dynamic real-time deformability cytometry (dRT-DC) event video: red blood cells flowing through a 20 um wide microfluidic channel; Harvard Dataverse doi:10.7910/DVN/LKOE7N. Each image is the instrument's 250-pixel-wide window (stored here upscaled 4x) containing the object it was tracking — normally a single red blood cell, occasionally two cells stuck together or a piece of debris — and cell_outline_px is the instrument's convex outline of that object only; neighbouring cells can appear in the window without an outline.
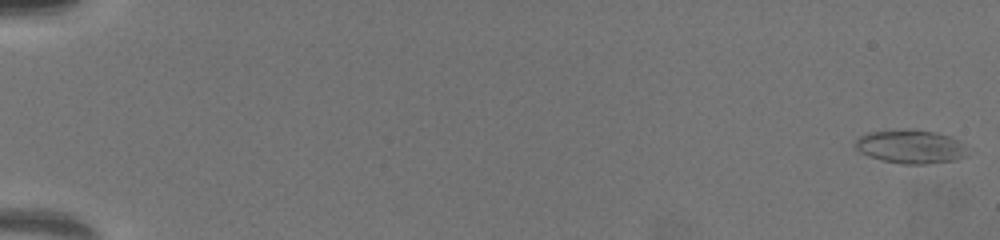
{"species": "common noctule bat (a hibernating species)", "species_latin": "Nyctalus noctula", "temperature_condition": "warm", "stored_images_in_passage": 68, "camera_frame_rate_fps": 3000, "um_per_image_px": 0.085, "animal": {"sex": "female", "body_mass_g": 19.5, "forearm_length_mm": 54.1}, "frame": {"image": 1, "passage_image": 2, "time_ms": 0.333, "image_size_px": [1000, 240], "cell_outline_px": [[964, 156], [956, 160], [924, 164], [904, 164], [880, 160], [868, 156], [860, 152], [856, 148], [856, 140], [860, 136], [868, 132], [904, 128], [936, 132], [960, 140], [964, 144]], "centroid_in_image_um": [77.36, 12.45], "position_along_channel_um": 7.6, "area_um2": 22.02}}
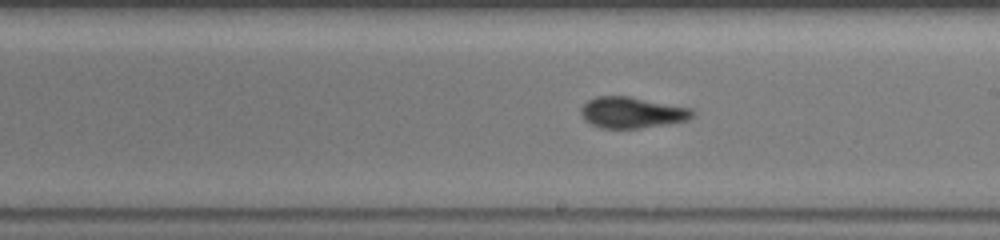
{"frame": {"image": 2, "passage_image": 42, "time_ms": 13.667, "image_size_px": [1000, 240], "cell_outline_px": [[696, 116], [688, 120], [668, 124], [640, 128], [600, 128], [584, 120], [580, 112], [580, 108], [588, 100], [596, 96], [628, 96], [692, 108], [696, 112]], "centroid_in_image_um": [53.75, 9.57], "position_along_channel_um": 235.3, "area_um2": 20.4}}
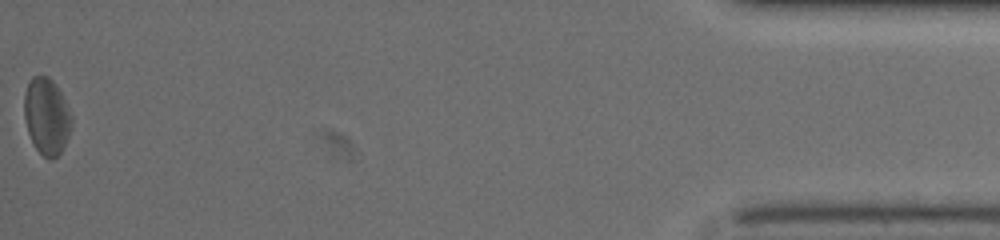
{"frame": {"image": 3, "passage_image": 68, "time_ms": 22.333, "image_size_px": [1000, 240], "cell_outline_px": [[72, 128], [60, 152], [52, 160], [48, 160], [32, 144], [28, 132], [24, 116], [24, 96], [28, 84], [32, 76], [48, 76], [52, 80], [60, 92], [72, 116]], "centroid_in_image_um": [3.96, 9.9], "position_along_channel_um": 431.2, "area_um2": 20.98}}